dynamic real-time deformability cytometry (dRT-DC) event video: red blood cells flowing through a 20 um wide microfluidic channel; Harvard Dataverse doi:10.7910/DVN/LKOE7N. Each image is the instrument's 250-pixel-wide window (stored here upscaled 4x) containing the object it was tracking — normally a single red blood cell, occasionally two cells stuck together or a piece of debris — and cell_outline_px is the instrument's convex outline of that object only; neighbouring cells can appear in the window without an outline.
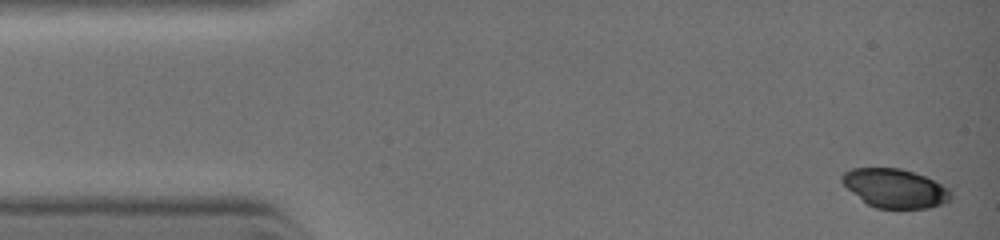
{"species": "common noctule bat (a hibernating species)", "species_latin": "Nyctalus noctula", "temperature_condition": "warm", "stored_images_in_passage": 19, "camera_frame_rate_fps": 3000, "um_per_image_px": 0.085, "animal": {"sex": "female", "body_mass_g": 19.0, "forearm_length_mm": 51.5}, "frame": {"image": 1, "passage_image": 1, "time_ms": 0.0, "image_size_px": [1000, 240], "cell_outline_px": [[952, 200], [928, 208], [876, 208], [868, 204], [852, 192], [840, 180], [840, 176], [844, 172], [852, 168], [900, 168], [924, 176], [948, 188], [952, 192]], "centroid_in_image_um": [76.07, 16.0], "position_along_channel_um": 8.9, "area_um2": 24.45}}
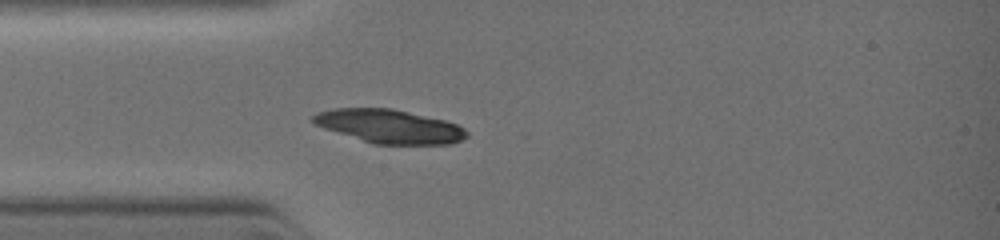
{"frame": {"image": 2, "passage_image": 12, "time_ms": 2.667, "image_size_px": [1000, 240], "cell_outline_px": [[468, 136], [452, 144], [372, 144], [324, 128], [316, 124], [312, 120], [312, 116], [316, 112], [332, 108], [392, 108], [444, 120], [456, 124], [464, 128], [468, 132]], "centroid_in_image_um": [33.09, 10.74], "position_along_channel_um": 51.9, "area_um2": 30.11}}
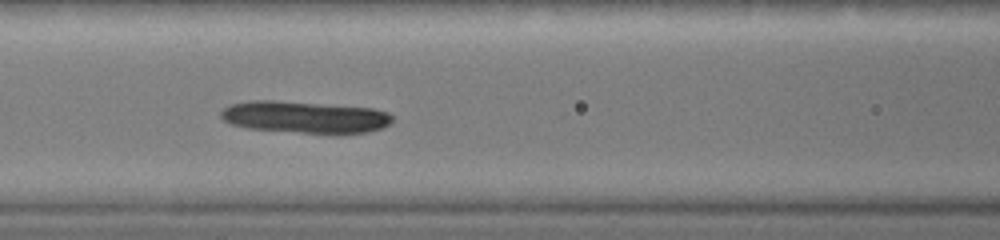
{"frame": {"image": 3, "passage_image": 19, "time_ms": 4.333, "image_size_px": [1000, 240], "cell_outline_px": [[392, 120], [388, 124], [380, 128], [368, 132], [340, 136], [336, 136], [248, 128], [232, 124], [224, 120], [220, 116], [220, 112], [228, 104], [248, 100], [272, 100], [372, 108], [388, 112], [392, 116]], "centroid_in_image_um": [25.92, 9.98], "position_along_channel_um": 140.7, "area_um2": 32.6}}